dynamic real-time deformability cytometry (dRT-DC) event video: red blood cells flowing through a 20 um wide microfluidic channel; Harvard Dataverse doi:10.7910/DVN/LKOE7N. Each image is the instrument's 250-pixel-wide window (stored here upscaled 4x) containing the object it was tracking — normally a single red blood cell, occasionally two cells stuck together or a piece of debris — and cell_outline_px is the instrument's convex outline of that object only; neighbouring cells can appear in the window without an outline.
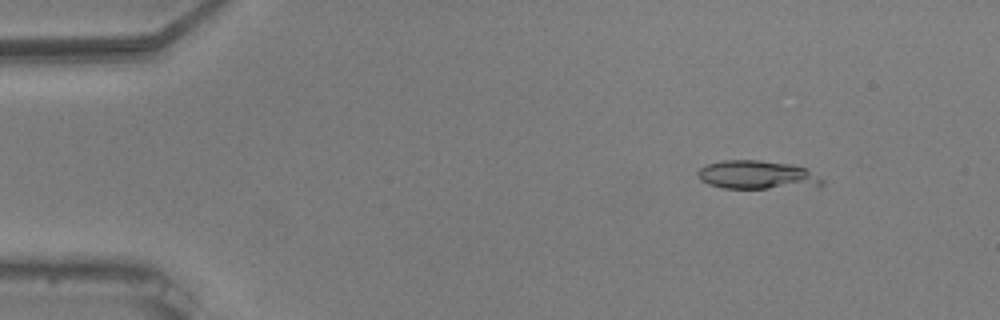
{"species": "common noctule bat (a hibernating species)", "species_latin": "Nyctalus noctula", "temperature_condition": "warm", "stored_images_in_passage": 8, "camera_frame_rate_fps": 3000, "um_per_image_px": 0.085, "animal": {"sex": "male", "body_mass_g": 20.5, "forearm_length_mm": 52.5}, "frame": {"image": 1, "passage_image": 7, "time_ms": 2.0, "image_size_px": [1000, 320], "cell_outline_px": [[824, 184], [820, 188], [724, 188], [708, 184], [700, 180], [696, 172], [700, 168], [708, 164], [724, 160], [760, 160], [788, 164], [804, 168], [824, 180]], "centroid_in_image_um": [64.4, 14.89], "position_along_channel_um": 20.6, "area_um2": 20.92}}